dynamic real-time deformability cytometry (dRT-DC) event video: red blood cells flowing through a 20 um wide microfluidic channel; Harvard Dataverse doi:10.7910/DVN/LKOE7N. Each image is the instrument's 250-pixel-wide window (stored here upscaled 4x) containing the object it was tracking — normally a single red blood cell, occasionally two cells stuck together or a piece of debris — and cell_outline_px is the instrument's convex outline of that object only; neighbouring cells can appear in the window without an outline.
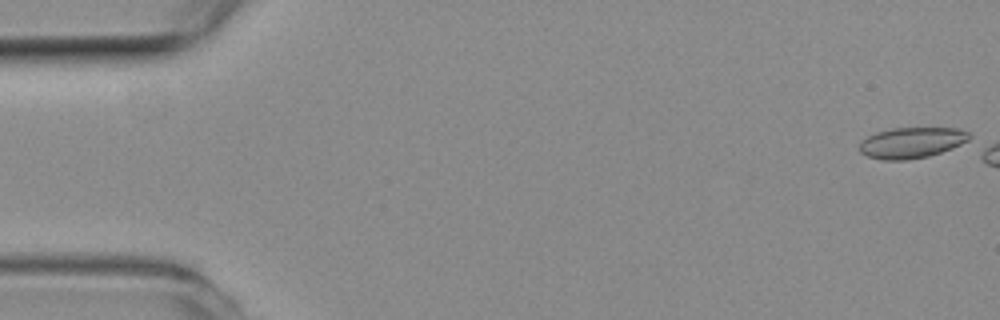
{"species": "common noctule bat (a hibernating species)", "species_latin": "Nyctalus noctula", "temperature_condition": "room temperature", "stored_images_in_passage": 15, "camera_frame_rate_fps": 3000, "um_per_image_px": 0.085, "animal": {"sex": "female", "body_mass_g": 19.3, "forearm_length_mm": 54.1}, "frame": {"image": 1, "passage_image": 1, "time_ms": 0.0, "image_size_px": [1000, 320], "cell_outline_px": [[972, 136], [968, 140], [952, 148], [928, 156], [908, 160], [880, 160], [868, 156], [860, 152], [860, 140], [876, 132], [892, 128], [956, 128], [968, 132]], "centroid_in_image_um": [77.46, 12.13], "position_along_channel_um": 7.5, "area_um2": 19.71}}